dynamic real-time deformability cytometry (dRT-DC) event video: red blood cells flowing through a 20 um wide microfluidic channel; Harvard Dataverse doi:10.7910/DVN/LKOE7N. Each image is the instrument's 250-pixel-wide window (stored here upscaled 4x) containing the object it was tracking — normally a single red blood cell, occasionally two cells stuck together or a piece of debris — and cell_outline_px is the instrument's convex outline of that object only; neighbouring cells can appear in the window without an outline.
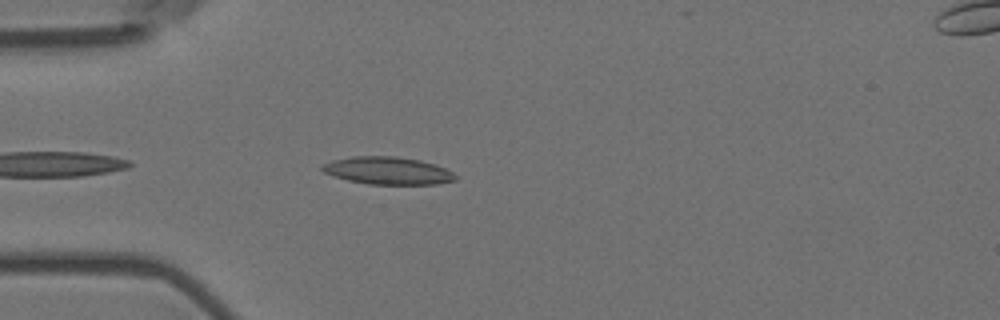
{"species": "Egyptian fruit bat (a non-hibernating species)", "species_latin": "Rousettus aegyptiacus", "temperature_condition": "room temperature", "stored_images_in_passage": 6, "camera_frame_rate_fps": 3000, "um_per_image_px": 0.085, "animal": {"sex": "female"}, "frame": {"image": 1, "passage_image": 5, "time_ms": 1.333, "image_size_px": [1000, 320], "cell_outline_px": [[456, 180], [440, 184], [368, 184], [348, 180], [324, 172], [320, 168], [320, 164], [332, 160], [352, 156], [396, 156], [420, 160], [436, 164], [452, 172], [456, 176]], "centroid_in_image_um": [32.95, 14.5], "position_along_channel_um": 52.0, "area_um2": 21.44}}